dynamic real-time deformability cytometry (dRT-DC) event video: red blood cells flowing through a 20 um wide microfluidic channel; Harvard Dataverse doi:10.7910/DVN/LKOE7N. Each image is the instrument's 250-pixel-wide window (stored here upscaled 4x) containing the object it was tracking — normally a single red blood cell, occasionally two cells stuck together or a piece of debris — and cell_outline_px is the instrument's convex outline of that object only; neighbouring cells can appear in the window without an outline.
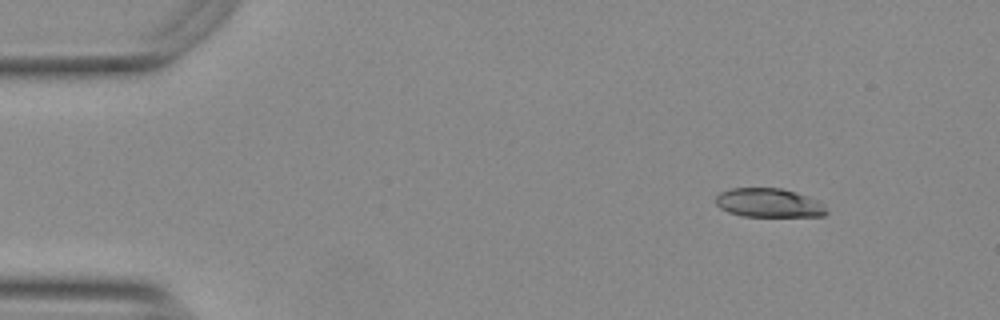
{"species": "Egyptian fruit bat (a non-hibernating species)", "species_latin": "Rousettus aegyptiacus", "temperature_condition": "warm", "stored_images_in_passage": 49, "camera_frame_rate_fps": 3000, "um_per_image_px": 0.085, "animal": {"sex": "female"}, "frame": {"image": 1, "passage_image": 1, "time_ms": 0.0, "image_size_px": [1000, 320], "cell_outline_px": [[828, 212], [824, 216], [744, 216], [728, 212], [720, 208], [716, 204], [716, 196], [720, 192], [732, 188], [780, 188], [796, 192], [820, 200], [824, 204]], "centroid_in_image_um": [65.38, 17.24], "position_along_channel_um": 19.6, "area_um2": 18.79}}
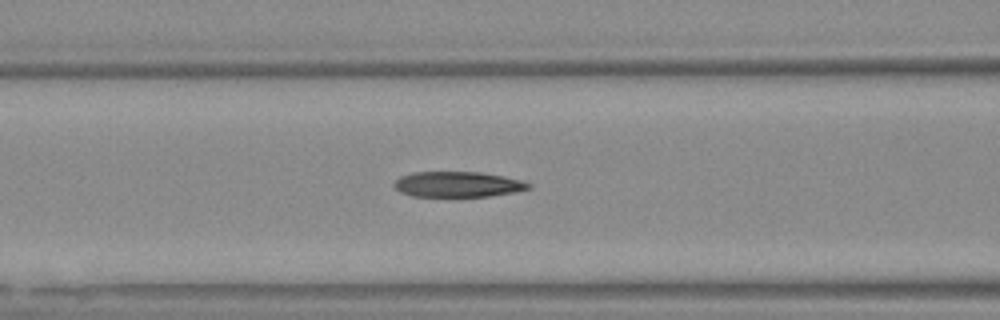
{"frame": {"image": 2, "passage_image": 17, "time_ms": 5.333, "image_size_px": [1000, 320], "cell_outline_px": [[532, 188], [512, 192], [488, 196], [412, 196], [400, 192], [392, 184], [400, 176], [416, 172], [480, 172], [504, 176], [520, 180], [532, 184]], "centroid_in_image_um": [38.9, 15.66], "position_along_channel_um": 127.7, "area_um2": 19.83}}
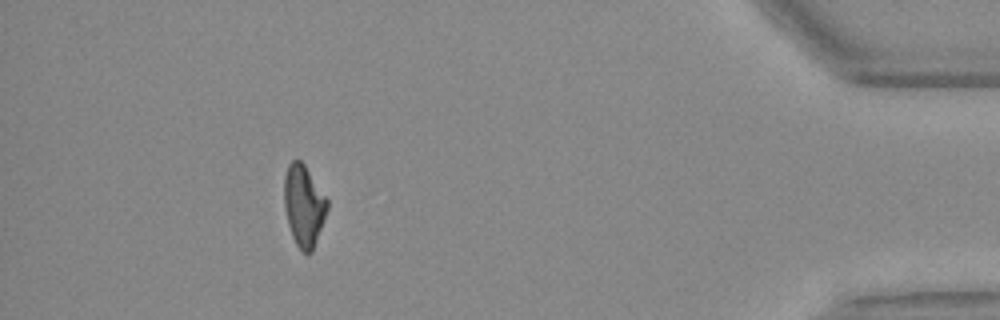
{"frame": {"image": 3, "passage_image": 44, "time_ms": 14.333, "image_size_px": [1000, 320], "cell_outline_px": [[328, 208], [312, 252], [304, 252], [296, 244], [292, 236], [288, 224], [284, 208], [284, 176], [288, 164], [292, 160], [300, 160], [304, 164], [328, 200]], "centroid_in_image_um": [25.81, 17.45], "position_along_channel_um": 409.4, "area_um2": 20.23}, "authors_computed_cell_mechanics": {"area_um2": 20.5768, "velocity_mm_per_s": 3.7562, "shape_relaxation_time_tau1_ms": 4.5672, "shape_relaxation_time_tau2_ms": 1.824, "deformation_change_tau1": 0.1801, "deformation_change_tau2": 0.1049}}